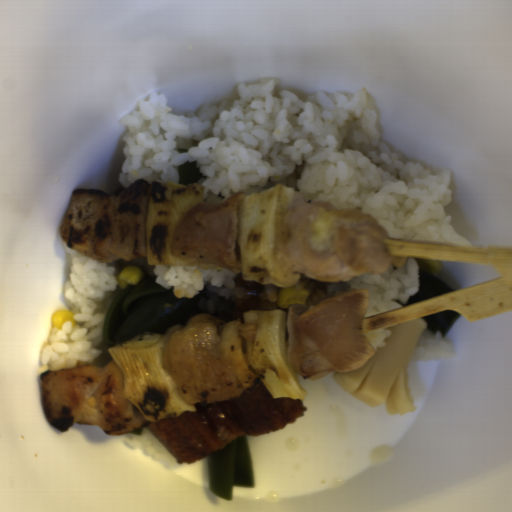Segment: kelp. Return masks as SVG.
<instances>
[{"label":"kelp","instance_id":"1","mask_svg":"<svg viewBox=\"0 0 512 512\" xmlns=\"http://www.w3.org/2000/svg\"><path fill=\"white\" fill-rule=\"evenodd\" d=\"M156 279L155 276L143 279L114 296L101 329L107 346L112 348L145 331L166 336L172 326L182 325L192 317L205 313L201 302L210 297L206 287L193 297H176L173 286L163 288Z\"/></svg>","mask_w":512,"mask_h":512},{"label":"kelp","instance_id":"4","mask_svg":"<svg viewBox=\"0 0 512 512\" xmlns=\"http://www.w3.org/2000/svg\"><path fill=\"white\" fill-rule=\"evenodd\" d=\"M461 316V313L449 309L428 314L420 318L424 320V329H426L429 334L436 336L437 332H440L441 337H445Z\"/></svg>","mask_w":512,"mask_h":512},{"label":"kelp","instance_id":"3","mask_svg":"<svg viewBox=\"0 0 512 512\" xmlns=\"http://www.w3.org/2000/svg\"><path fill=\"white\" fill-rule=\"evenodd\" d=\"M454 288L448 285L438 276L431 272L419 268L418 271V292L416 295H412L406 300L407 307L433 299L451 292H454Z\"/></svg>","mask_w":512,"mask_h":512},{"label":"kelp","instance_id":"2","mask_svg":"<svg viewBox=\"0 0 512 512\" xmlns=\"http://www.w3.org/2000/svg\"><path fill=\"white\" fill-rule=\"evenodd\" d=\"M209 489L230 500L234 487H255L247 435L206 456Z\"/></svg>","mask_w":512,"mask_h":512},{"label":"kelp","instance_id":"5","mask_svg":"<svg viewBox=\"0 0 512 512\" xmlns=\"http://www.w3.org/2000/svg\"><path fill=\"white\" fill-rule=\"evenodd\" d=\"M203 173L198 166V162H184L178 166L177 184H197L202 179Z\"/></svg>","mask_w":512,"mask_h":512}]
</instances>
